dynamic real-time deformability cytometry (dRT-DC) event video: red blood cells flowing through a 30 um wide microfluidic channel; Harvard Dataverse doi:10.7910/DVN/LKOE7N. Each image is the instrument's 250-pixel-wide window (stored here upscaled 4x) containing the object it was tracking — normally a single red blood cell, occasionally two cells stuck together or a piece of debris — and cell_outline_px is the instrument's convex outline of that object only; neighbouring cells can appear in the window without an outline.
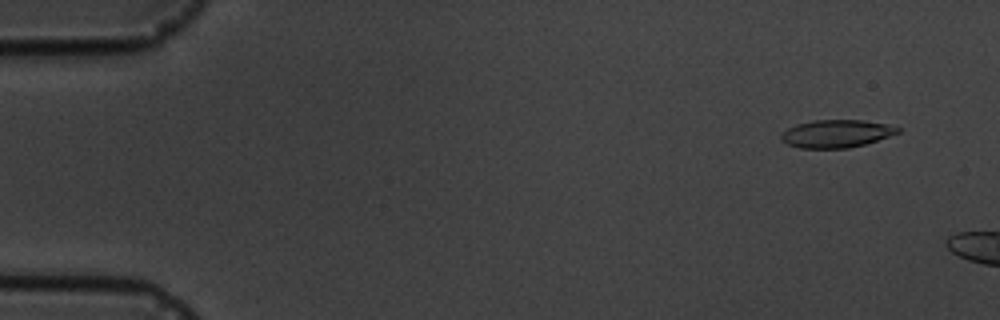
{"species": "common noctule bat (a hibernating species)", "species_latin": "Nyctalus noctula", "temperature_condition": "cold", "stored_images_in_passage": 3, "camera_frame_rate_fps": 3000, "um_per_image_px": 0.085, "animal": {"sex": "male", "body_mass_g": 19.5, "forearm_length_mm": 54.6}, "frame": {"image": 1, "passage_image": 1, "time_ms": 0.0, "image_size_px": [1000, 320], "cell_outline_px": [[900, 132], [864, 144], [848, 148], [800, 148], [788, 144], [780, 136], [788, 128], [796, 124], [816, 120], [864, 120], [888, 124], [900, 128]], "centroid_in_image_um": [71.11, 11.35], "position_along_channel_um": 13.9, "area_um2": 18.61}}